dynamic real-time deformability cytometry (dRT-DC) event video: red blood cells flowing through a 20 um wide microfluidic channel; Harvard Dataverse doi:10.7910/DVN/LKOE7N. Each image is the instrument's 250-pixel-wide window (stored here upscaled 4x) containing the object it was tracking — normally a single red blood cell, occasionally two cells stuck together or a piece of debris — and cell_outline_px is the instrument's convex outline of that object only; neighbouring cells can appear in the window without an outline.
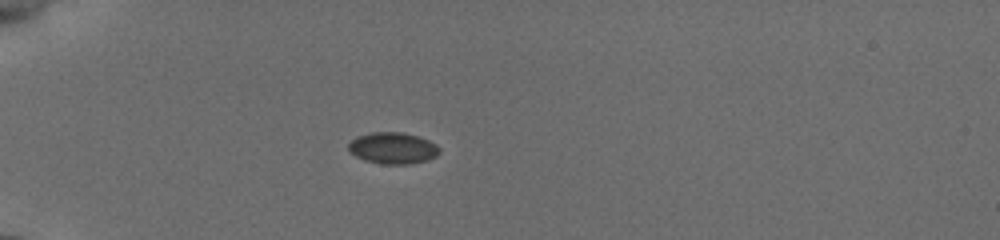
{"species": "common noctule bat (a hibernating species)", "species_latin": "Nyctalus noctula", "temperature_condition": "cold", "stored_images_in_passage": 25, "camera_frame_rate_fps": 3000, "um_per_image_px": 0.085, "animal": {"sex": "female", "body_mass_g": 19.5, "forearm_length_mm": 54.1}, "frame": {"image": 1, "passage_image": 8, "time_ms": 4.667, "image_size_px": [1000, 240], "cell_outline_px": [[440, 152], [436, 156], [428, 160], [408, 164], [380, 164], [364, 160], [356, 156], [348, 148], [348, 144], [356, 136], [372, 132], [400, 132], [416, 136], [428, 140], [436, 144], [440, 148]], "centroid_in_image_um": [33.4, 12.59], "position_along_channel_um": 51.6, "area_um2": 16.65}}
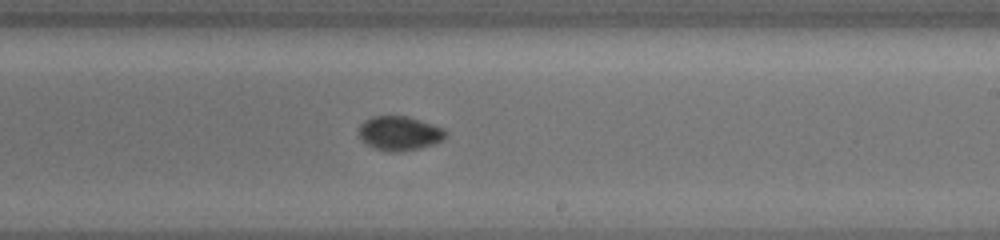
{"frame": {"image": 2, "passage_image": 17, "time_ms": 10.667, "image_size_px": [1000, 240], "cell_outline_px": [[448, 136], [444, 140], [436, 144], [420, 148], [400, 152], [388, 152], [372, 148], [360, 140], [360, 124], [364, 120], [372, 116], [404, 116], [444, 128], [448, 132]], "centroid_in_image_um": [33.97, 11.36], "position_along_channel_um": 255.0, "area_um2": 17.57}}
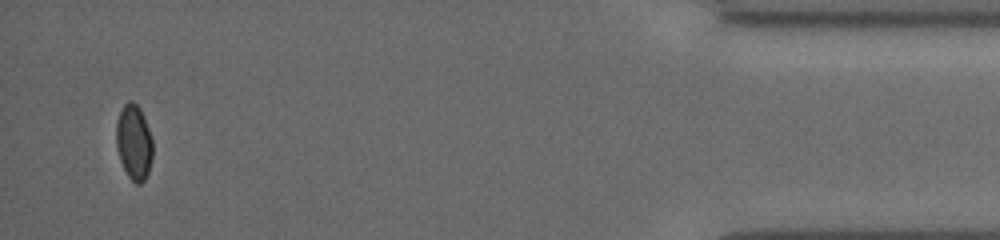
{"frame": {"image": 3, "passage_image": 25, "time_ms": 16.667, "image_size_px": [1000, 240], "cell_outline_px": [[152, 160], [148, 172], [144, 180], [140, 184], [136, 184], [128, 176], [120, 160], [116, 144], [116, 120], [124, 104], [128, 100], [132, 100], [140, 108], [144, 116], [152, 140]], "centroid_in_image_um": [11.38, 12.07], "position_along_channel_um": 423.8, "area_um2": 16.01}, "authors_computed_cell_mechanics": {"area_um2": 16.5308, "velocity_mm_per_s": 3.8531, "shape_relaxation_time_tau1_ms": 1.6359, "shape_relaxation_time_tau2_ms": 1.8001, "deformation_change_tau1": 0.0369, "deformation_change_tau2": 0.0285}}